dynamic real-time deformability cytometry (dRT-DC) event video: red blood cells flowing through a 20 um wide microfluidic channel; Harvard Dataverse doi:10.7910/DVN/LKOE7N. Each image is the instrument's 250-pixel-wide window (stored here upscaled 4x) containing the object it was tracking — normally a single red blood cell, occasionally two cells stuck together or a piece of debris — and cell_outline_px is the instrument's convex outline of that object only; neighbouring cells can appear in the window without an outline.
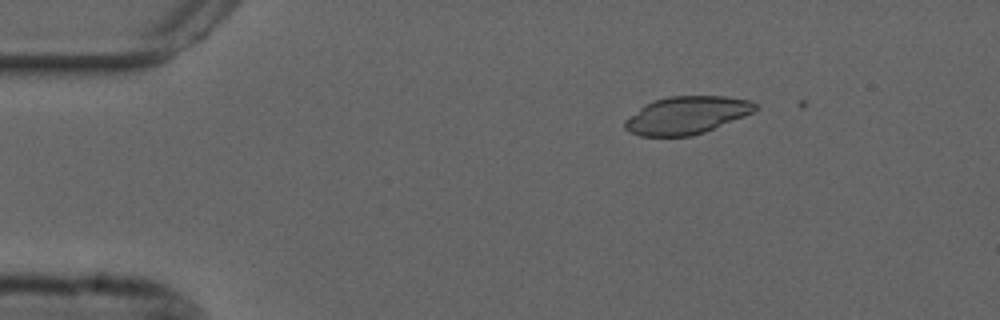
{"species": "common noctule bat (a hibernating species)", "species_latin": "Nyctalus noctula", "temperature_condition": "cold", "stored_images_in_passage": 4, "camera_frame_rate_fps": 3000, "um_per_image_px": 0.085, "animal": {"sex": "male", "forearm_length_mm": 52.5}, "frame": {"image": 1, "passage_image": 2, "time_ms": 0.333, "image_size_px": [1000, 320], "cell_outline_px": [[760, 108], [756, 112], [704, 132], [692, 136], [640, 136], [628, 132], [624, 128], [624, 120], [644, 104], [652, 100], [668, 96], [728, 96], [748, 100], [760, 104]], "centroid_in_image_um": [58.39, 9.78], "position_along_channel_um": 26.6, "area_um2": 29.07}}